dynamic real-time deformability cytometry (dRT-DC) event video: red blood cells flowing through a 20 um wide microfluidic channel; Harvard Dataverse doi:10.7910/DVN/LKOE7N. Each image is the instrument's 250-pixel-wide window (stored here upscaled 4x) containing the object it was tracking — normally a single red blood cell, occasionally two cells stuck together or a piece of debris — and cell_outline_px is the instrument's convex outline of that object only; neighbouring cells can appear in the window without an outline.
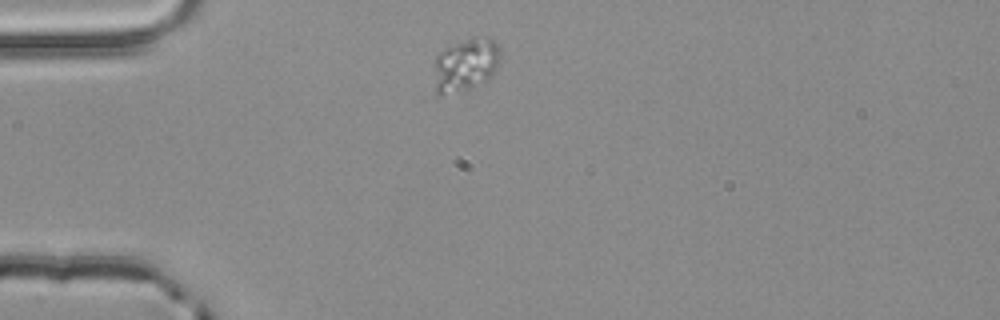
{"species": "common noctule bat (a hibernating species)", "species_latin": "Nyctalus noctula", "temperature_condition": "room temperature", "stored_images_in_passage": 1, "camera_frame_rate_fps": 3000, "um_per_image_px": 0.085, "animal": {"sex": "male", "body_mass_g": 20.4}, "frame": {"image": 1, "passage_image": 1, "time_ms": 0.0, "image_size_px": [1000, 320], "cell_outline_px": [[500, 64], [492, 76], [488, 80], [468, 88], [444, 92], [436, 92], [436, 56], [444, 48], [472, 36], [488, 36], [500, 44]], "centroid_in_image_um": [39.69, 5.4], "position_along_channel_um": 45.3, "area_um2": 20.23}}